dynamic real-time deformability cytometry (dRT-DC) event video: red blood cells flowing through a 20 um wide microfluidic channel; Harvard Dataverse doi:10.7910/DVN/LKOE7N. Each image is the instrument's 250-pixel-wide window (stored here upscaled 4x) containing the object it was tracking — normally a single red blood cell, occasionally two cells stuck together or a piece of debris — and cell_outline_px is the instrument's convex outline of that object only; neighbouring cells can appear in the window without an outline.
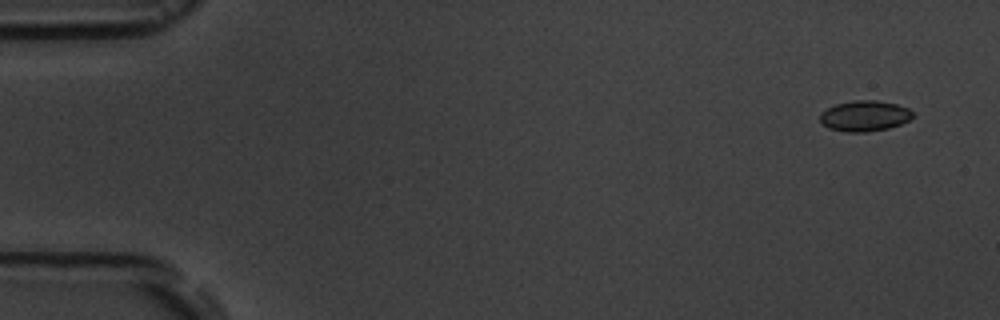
{"species": "common noctule bat (a hibernating species)", "species_latin": "Nyctalus noctula", "temperature_condition": "room temperature", "stored_images_in_passage": 5, "camera_frame_rate_fps": 3000, "um_per_image_px": 0.085, "animal": {"sex": "male", "body_mass_g": 19.5, "forearm_length_mm": 54.6}, "frame": {"image": 1, "passage_image": 1, "time_ms": 0.0, "image_size_px": [1000, 320], "cell_outline_px": [[912, 116], [908, 120], [900, 124], [888, 128], [868, 132], [848, 132], [828, 128], [820, 120], [820, 112], [836, 104], [852, 100], [876, 100], [896, 104], [908, 108], [912, 112]], "centroid_in_image_um": [73.47, 9.85], "position_along_channel_um": 11.5, "area_um2": 16.47}}